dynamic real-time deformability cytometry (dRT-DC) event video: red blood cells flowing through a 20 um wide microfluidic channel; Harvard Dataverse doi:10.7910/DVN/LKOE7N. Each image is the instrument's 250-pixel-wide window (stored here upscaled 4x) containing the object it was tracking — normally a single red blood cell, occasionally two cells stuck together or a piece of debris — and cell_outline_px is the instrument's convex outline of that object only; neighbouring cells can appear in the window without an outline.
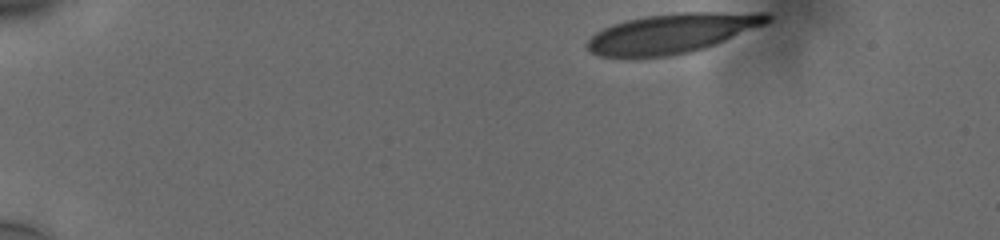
{"species": "human", "species_latin": "Homo sapiens", "temperature_condition": "cold", "stored_images_in_passage": 46, "camera_frame_rate_fps": 3000, "um_per_image_px": 0.085, "donor": {"sex": "male"}, "frame": {"image": 1, "passage_image": 1, "time_ms": 0.0, "image_size_px": [1000, 240], "cell_outline_px": [[772, 20], [764, 24], [716, 44], [692, 52], [668, 56], [600, 56], [592, 52], [588, 48], [588, 40], [596, 32], [612, 24], [644, 16], [684, 12], [768, 12], [772, 16]], "centroid_in_image_um": [57.19, 2.81], "position_along_channel_um": 27.8, "area_um2": 41.15}}
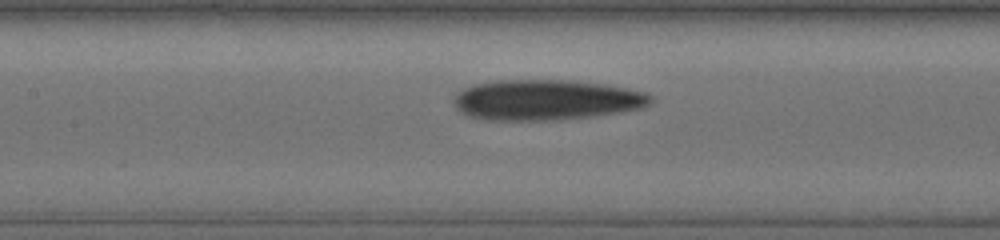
{"frame": {"image": 2, "passage_image": 19, "time_ms": 6.0, "image_size_px": [1000, 240], "cell_outline_px": [[652, 100], [648, 104], [640, 108], [592, 116], [556, 120], [488, 120], [468, 116], [460, 112], [456, 108], [456, 92], [472, 84], [496, 80], [572, 80], [608, 84], [648, 92], [652, 96]], "centroid_in_image_um": [46.42, 8.48], "position_along_channel_um": 161.0, "area_um2": 46.59}}
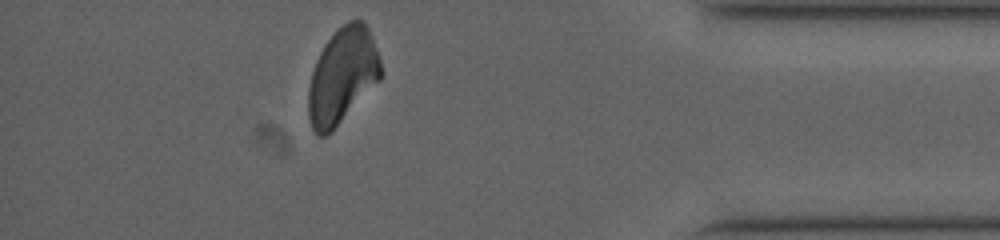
{"frame": {"image": 3, "passage_image": 41, "time_ms": 13.333, "image_size_px": [1000, 240], "cell_outline_px": [[384, 72], [380, 80], [332, 132], [324, 136], [316, 136], [312, 128], [308, 116], [308, 88], [312, 72], [316, 60], [324, 44], [348, 20], [364, 20], [372, 36]], "centroid_in_image_um": [29.11, 6.47], "position_along_channel_um": 406.1, "area_um2": 40.52}, "authors_computed_cell_mechanics": {"area_um2": 43.0321, "velocity_mm_per_s": 3.7608, "shape_relaxation_time_tau1_ms": 10.1768, "shape_relaxation_time_tau2_ms": null, "deformation_change_tau1": 0.2039, "deformation_change_tau2": null}}